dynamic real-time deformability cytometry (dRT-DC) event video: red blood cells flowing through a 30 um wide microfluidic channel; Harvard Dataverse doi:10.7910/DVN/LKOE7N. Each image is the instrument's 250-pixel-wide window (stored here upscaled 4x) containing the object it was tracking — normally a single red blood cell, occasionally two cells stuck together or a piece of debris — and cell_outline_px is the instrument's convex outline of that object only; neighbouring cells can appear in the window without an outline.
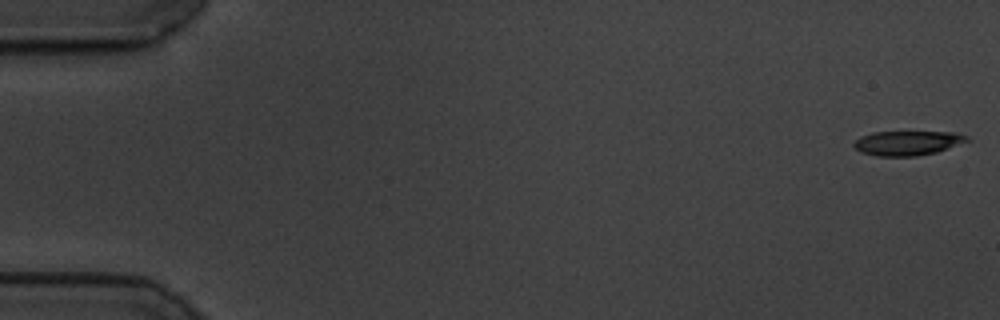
{"species": "common noctule bat (a hibernating species)", "species_latin": "Nyctalus noctula", "temperature_condition": "cold", "stored_images_in_passage": 8, "camera_frame_rate_fps": 3000, "um_per_image_px": 0.085, "animal": {"sex": "male", "body_mass_g": 19.5, "forearm_length_mm": 54.6}, "frame": {"image": 1, "passage_image": 1, "time_ms": 0.0, "image_size_px": [1000, 320], "cell_outline_px": [[972, 140], [936, 152], [916, 156], [876, 156], [860, 152], [852, 144], [860, 136], [872, 132], [956, 132], [968, 136]], "centroid_in_image_um": [77.15, 12.15], "position_along_channel_um": 7.9, "area_um2": 16.24}}